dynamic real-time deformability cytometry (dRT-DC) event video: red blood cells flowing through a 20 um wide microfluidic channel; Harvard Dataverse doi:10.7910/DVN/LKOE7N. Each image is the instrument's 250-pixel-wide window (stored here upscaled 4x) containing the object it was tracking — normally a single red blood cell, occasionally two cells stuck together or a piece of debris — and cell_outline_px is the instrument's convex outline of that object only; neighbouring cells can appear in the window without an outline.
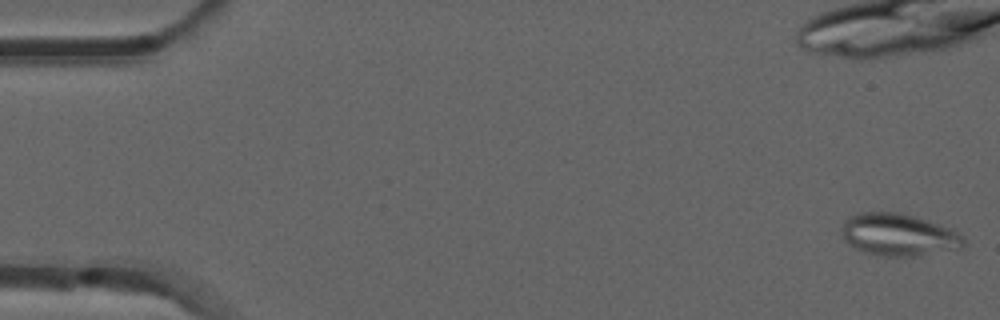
{"species": "common noctule bat (a hibernating species)", "species_latin": "Nyctalus noctula", "temperature_condition": "room temperature", "stored_images_in_passage": 17, "camera_frame_rate_fps": 3000, "um_per_image_px": 0.085, "animal": {"sex": "male", "forearm_length_mm": 52.5}, "frame": {"image": 1, "passage_image": 1, "time_ms": 0.0, "image_size_px": [1000, 320], "cell_outline_px": [[964, 244], [956, 248], [920, 256], [884, 256], [864, 252], [848, 244], [844, 240], [840, 232], [844, 220], [848, 216], [860, 212], [896, 212], [912, 216], [940, 224], [952, 228], [960, 232], [964, 240]], "centroid_in_image_um": [76.33, 19.95], "position_along_channel_um": 8.7, "area_um2": 30.06}}